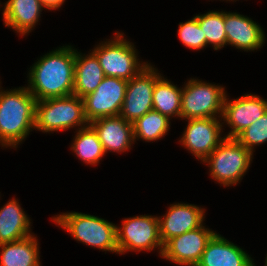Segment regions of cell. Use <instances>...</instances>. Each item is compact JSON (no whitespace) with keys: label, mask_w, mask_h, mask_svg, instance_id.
Returning a JSON list of instances; mask_svg holds the SVG:
<instances>
[{"label":"cell","mask_w":267,"mask_h":266,"mask_svg":"<svg viewBox=\"0 0 267 266\" xmlns=\"http://www.w3.org/2000/svg\"><path fill=\"white\" fill-rule=\"evenodd\" d=\"M182 87L180 120L222 117L225 87L190 78Z\"/></svg>","instance_id":"cell-7"},{"label":"cell","mask_w":267,"mask_h":266,"mask_svg":"<svg viewBox=\"0 0 267 266\" xmlns=\"http://www.w3.org/2000/svg\"><path fill=\"white\" fill-rule=\"evenodd\" d=\"M177 32L179 40L188 49L197 51L208 46L206 37L203 36L202 28L195 17H192L190 20L184 23L180 22Z\"/></svg>","instance_id":"cell-27"},{"label":"cell","mask_w":267,"mask_h":266,"mask_svg":"<svg viewBox=\"0 0 267 266\" xmlns=\"http://www.w3.org/2000/svg\"><path fill=\"white\" fill-rule=\"evenodd\" d=\"M186 121L187 126L178 142L202 162L226 138L222 135V119L197 118Z\"/></svg>","instance_id":"cell-11"},{"label":"cell","mask_w":267,"mask_h":266,"mask_svg":"<svg viewBox=\"0 0 267 266\" xmlns=\"http://www.w3.org/2000/svg\"><path fill=\"white\" fill-rule=\"evenodd\" d=\"M36 103L27 85L9 90L0 85V145L3 148H17L35 130Z\"/></svg>","instance_id":"cell-2"},{"label":"cell","mask_w":267,"mask_h":266,"mask_svg":"<svg viewBox=\"0 0 267 266\" xmlns=\"http://www.w3.org/2000/svg\"><path fill=\"white\" fill-rule=\"evenodd\" d=\"M119 254L126 252H151L157 250L161 257L163 243L159 235L158 216L139 215L125 218L121 226H116ZM156 248V249H155Z\"/></svg>","instance_id":"cell-8"},{"label":"cell","mask_w":267,"mask_h":266,"mask_svg":"<svg viewBox=\"0 0 267 266\" xmlns=\"http://www.w3.org/2000/svg\"><path fill=\"white\" fill-rule=\"evenodd\" d=\"M205 209L187 203L170 204L163 216H158L159 235L163 245L170 239L200 227L205 221Z\"/></svg>","instance_id":"cell-14"},{"label":"cell","mask_w":267,"mask_h":266,"mask_svg":"<svg viewBox=\"0 0 267 266\" xmlns=\"http://www.w3.org/2000/svg\"><path fill=\"white\" fill-rule=\"evenodd\" d=\"M104 77L103 69L92 51L86 55L75 49L73 95L83 98L92 93Z\"/></svg>","instance_id":"cell-20"},{"label":"cell","mask_w":267,"mask_h":266,"mask_svg":"<svg viewBox=\"0 0 267 266\" xmlns=\"http://www.w3.org/2000/svg\"><path fill=\"white\" fill-rule=\"evenodd\" d=\"M76 130L70 149L79 160L87 165H98L106 153L97 132L90 124Z\"/></svg>","instance_id":"cell-23"},{"label":"cell","mask_w":267,"mask_h":266,"mask_svg":"<svg viewBox=\"0 0 267 266\" xmlns=\"http://www.w3.org/2000/svg\"><path fill=\"white\" fill-rule=\"evenodd\" d=\"M182 88L177 87L162 75L153 89V110L169 119L179 118L181 112Z\"/></svg>","instance_id":"cell-22"},{"label":"cell","mask_w":267,"mask_h":266,"mask_svg":"<svg viewBox=\"0 0 267 266\" xmlns=\"http://www.w3.org/2000/svg\"><path fill=\"white\" fill-rule=\"evenodd\" d=\"M252 159L253 154L235 138H225L202 163H207L215 182L230 187L240 183Z\"/></svg>","instance_id":"cell-5"},{"label":"cell","mask_w":267,"mask_h":266,"mask_svg":"<svg viewBox=\"0 0 267 266\" xmlns=\"http://www.w3.org/2000/svg\"><path fill=\"white\" fill-rule=\"evenodd\" d=\"M3 22L20 36L28 35L41 18L44 10L39 0H8L3 4Z\"/></svg>","instance_id":"cell-18"},{"label":"cell","mask_w":267,"mask_h":266,"mask_svg":"<svg viewBox=\"0 0 267 266\" xmlns=\"http://www.w3.org/2000/svg\"><path fill=\"white\" fill-rule=\"evenodd\" d=\"M52 220L76 241L98 250L119 254L117 224L98 216L75 211L54 215L51 217Z\"/></svg>","instance_id":"cell-3"},{"label":"cell","mask_w":267,"mask_h":266,"mask_svg":"<svg viewBox=\"0 0 267 266\" xmlns=\"http://www.w3.org/2000/svg\"><path fill=\"white\" fill-rule=\"evenodd\" d=\"M215 233L203 223L194 230L168 240L163 245L161 258L180 266H196L208 241Z\"/></svg>","instance_id":"cell-12"},{"label":"cell","mask_w":267,"mask_h":266,"mask_svg":"<svg viewBox=\"0 0 267 266\" xmlns=\"http://www.w3.org/2000/svg\"><path fill=\"white\" fill-rule=\"evenodd\" d=\"M253 260L243 248L216 232L196 266H256Z\"/></svg>","instance_id":"cell-17"},{"label":"cell","mask_w":267,"mask_h":266,"mask_svg":"<svg viewBox=\"0 0 267 266\" xmlns=\"http://www.w3.org/2000/svg\"><path fill=\"white\" fill-rule=\"evenodd\" d=\"M223 1H224V0H223ZM227 1H229V2H230V1H233V2H234V1H235V2H236V1H238V0H226V2H227Z\"/></svg>","instance_id":"cell-30"},{"label":"cell","mask_w":267,"mask_h":266,"mask_svg":"<svg viewBox=\"0 0 267 266\" xmlns=\"http://www.w3.org/2000/svg\"><path fill=\"white\" fill-rule=\"evenodd\" d=\"M225 97L222 113V123L231 129L224 135L226 138H236L244 129L250 126L267 111V99L256 94H245L236 99Z\"/></svg>","instance_id":"cell-13"},{"label":"cell","mask_w":267,"mask_h":266,"mask_svg":"<svg viewBox=\"0 0 267 266\" xmlns=\"http://www.w3.org/2000/svg\"><path fill=\"white\" fill-rule=\"evenodd\" d=\"M97 132L105 153H124L134 144L133 123L123 117L112 116L98 118L89 123Z\"/></svg>","instance_id":"cell-16"},{"label":"cell","mask_w":267,"mask_h":266,"mask_svg":"<svg viewBox=\"0 0 267 266\" xmlns=\"http://www.w3.org/2000/svg\"><path fill=\"white\" fill-rule=\"evenodd\" d=\"M202 28L206 42L214 50H220L227 45L226 31L224 27V11H209L194 16Z\"/></svg>","instance_id":"cell-25"},{"label":"cell","mask_w":267,"mask_h":266,"mask_svg":"<svg viewBox=\"0 0 267 266\" xmlns=\"http://www.w3.org/2000/svg\"><path fill=\"white\" fill-rule=\"evenodd\" d=\"M20 205L18 199L12 198L0 207V244L18 241L34 234L31 232L32 220Z\"/></svg>","instance_id":"cell-19"},{"label":"cell","mask_w":267,"mask_h":266,"mask_svg":"<svg viewBox=\"0 0 267 266\" xmlns=\"http://www.w3.org/2000/svg\"><path fill=\"white\" fill-rule=\"evenodd\" d=\"M224 27L227 44L246 52L261 49L265 43L262 27L248 16L224 11Z\"/></svg>","instance_id":"cell-15"},{"label":"cell","mask_w":267,"mask_h":266,"mask_svg":"<svg viewBox=\"0 0 267 266\" xmlns=\"http://www.w3.org/2000/svg\"><path fill=\"white\" fill-rule=\"evenodd\" d=\"M162 76L150 63L136 76L128 80L120 116L128 122H135L153 109V89Z\"/></svg>","instance_id":"cell-10"},{"label":"cell","mask_w":267,"mask_h":266,"mask_svg":"<svg viewBox=\"0 0 267 266\" xmlns=\"http://www.w3.org/2000/svg\"><path fill=\"white\" fill-rule=\"evenodd\" d=\"M128 80L105 76L92 93L84 96V112L89 123L103 118L119 116L126 93Z\"/></svg>","instance_id":"cell-9"},{"label":"cell","mask_w":267,"mask_h":266,"mask_svg":"<svg viewBox=\"0 0 267 266\" xmlns=\"http://www.w3.org/2000/svg\"><path fill=\"white\" fill-rule=\"evenodd\" d=\"M170 120L158 111L150 110L133 122L135 142L139 139L145 142L161 140L170 130Z\"/></svg>","instance_id":"cell-24"},{"label":"cell","mask_w":267,"mask_h":266,"mask_svg":"<svg viewBox=\"0 0 267 266\" xmlns=\"http://www.w3.org/2000/svg\"><path fill=\"white\" fill-rule=\"evenodd\" d=\"M28 72V90L38 100L73 95L75 48L64 45L37 59Z\"/></svg>","instance_id":"cell-1"},{"label":"cell","mask_w":267,"mask_h":266,"mask_svg":"<svg viewBox=\"0 0 267 266\" xmlns=\"http://www.w3.org/2000/svg\"><path fill=\"white\" fill-rule=\"evenodd\" d=\"M235 139L254 154L256 146L267 142V111L244 129Z\"/></svg>","instance_id":"cell-26"},{"label":"cell","mask_w":267,"mask_h":266,"mask_svg":"<svg viewBox=\"0 0 267 266\" xmlns=\"http://www.w3.org/2000/svg\"><path fill=\"white\" fill-rule=\"evenodd\" d=\"M92 52L108 77L130 80L149 64L140 61L134 43L127 40L123 32H115V37L102 41Z\"/></svg>","instance_id":"cell-6"},{"label":"cell","mask_w":267,"mask_h":266,"mask_svg":"<svg viewBox=\"0 0 267 266\" xmlns=\"http://www.w3.org/2000/svg\"><path fill=\"white\" fill-rule=\"evenodd\" d=\"M45 10L53 11L59 9L64 3L65 0H39Z\"/></svg>","instance_id":"cell-28"},{"label":"cell","mask_w":267,"mask_h":266,"mask_svg":"<svg viewBox=\"0 0 267 266\" xmlns=\"http://www.w3.org/2000/svg\"><path fill=\"white\" fill-rule=\"evenodd\" d=\"M35 234L0 244V266H42L40 247Z\"/></svg>","instance_id":"cell-21"},{"label":"cell","mask_w":267,"mask_h":266,"mask_svg":"<svg viewBox=\"0 0 267 266\" xmlns=\"http://www.w3.org/2000/svg\"><path fill=\"white\" fill-rule=\"evenodd\" d=\"M267 255V254H266ZM265 266H267V256L265 258Z\"/></svg>","instance_id":"cell-29"},{"label":"cell","mask_w":267,"mask_h":266,"mask_svg":"<svg viewBox=\"0 0 267 266\" xmlns=\"http://www.w3.org/2000/svg\"><path fill=\"white\" fill-rule=\"evenodd\" d=\"M88 125L83 99L76 95L38 100L36 103V131L54 133Z\"/></svg>","instance_id":"cell-4"}]
</instances>
